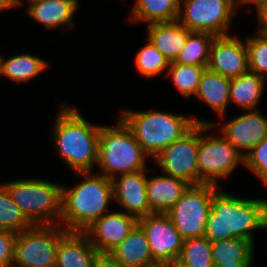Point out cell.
Listing matches in <instances>:
<instances>
[{
    "label": "cell",
    "mask_w": 267,
    "mask_h": 267,
    "mask_svg": "<svg viewBox=\"0 0 267 267\" xmlns=\"http://www.w3.org/2000/svg\"><path fill=\"white\" fill-rule=\"evenodd\" d=\"M258 229H267V199L238 198L220 190L213 195L204 233L211 243L231 238L254 243Z\"/></svg>",
    "instance_id": "obj_1"
},
{
    "label": "cell",
    "mask_w": 267,
    "mask_h": 267,
    "mask_svg": "<svg viewBox=\"0 0 267 267\" xmlns=\"http://www.w3.org/2000/svg\"><path fill=\"white\" fill-rule=\"evenodd\" d=\"M76 172L83 179L73 188L62 186V211L59 224L70 232H84L108 213L114 201L113 183L97 172Z\"/></svg>",
    "instance_id": "obj_2"
},
{
    "label": "cell",
    "mask_w": 267,
    "mask_h": 267,
    "mask_svg": "<svg viewBox=\"0 0 267 267\" xmlns=\"http://www.w3.org/2000/svg\"><path fill=\"white\" fill-rule=\"evenodd\" d=\"M63 104L57 114L53 143L66 165L76 172H93L97 164L101 125L88 122L76 108Z\"/></svg>",
    "instance_id": "obj_3"
},
{
    "label": "cell",
    "mask_w": 267,
    "mask_h": 267,
    "mask_svg": "<svg viewBox=\"0 0 267 267\" xmlns=\"http://www.w3.org/2000/svg\"><path fill=\"white\" fill-rule=\"evenodd\" d=\"M120 118L133 133L143 152L154 159L165 147L179 140L196 124H212L163 111L120 110Z\"/></svg>",
    "instance_id": "obj_4"
},
{
    "label": "cell",
    "mask_w": 267,
    "mask_h": 267,
    "mask_svg": "<svg viewBox=\"0 0 267 267\" xmlns=\"http://www.w3.org/2000/svg\"><path fill=\"white\" fill-rule=\"evenodd\" d=\"M147 155L133 133L119 118L115 126H101L98 137L97 165L99 174L113 179L121 174L147 169Z\"/></svg>",
    "instance_id": "obj_5"
},
{
    "label": "cell",
    "mask_w": 267,
    "mask_h": 267,
    "mask_svg": "<svg viewBox=\"0 0 267 267\" xmlns=\"http://www.w3.org/2000/svg\"><path fill=\"white\" fill-rule=\"evenodd\" d=\"M2 184L33 226L59 224L63 185L33 178Z\"/></svg>",
    "instance_id": "obj_6"
},
{
    "label": "cell",
    "mask_w": 267,
    "mask_h": 267,
    "mask_svg": "<svg viewBox=\"0 0 267 267\" xmlns=\"http://www.w3.org/2000/svg\"><path fill=\"white\" fill-rule=\"evenodd\" d=\"M216 125L199 124V184L218 185L219 179H227L239 164L244 165V156L223 135L204 134Z\"/></svg>",
    "instance_id": "obj_7"
},
{
    "label": "cell",
    "mask_w": 267,
    "mask_h": 267,
    "mask_svg": "<svg viewBox=\"0 0 267 267\" xmlns=\"http://www.w3.org/2000/svg\"><path fill=\"white\" fill-rule=\"evenodd\" d=\"M68 230L62 225H34L16 234L12 267H56L59 242Z\"/></svg>",
    "instance_id": "obj_8"
},
{
    "label": "cell",
    "mask_w": 267,
    "mask_h": 267,
    "mask_svg": "<svg viewBox=\"0 0 267 267\" xmlns=\"http://www.w3.org/2000/svg\"><path fill=\"white\" fill-rule=\"evenodd\" d=\"M218 188L214 184L191 185L167 212L184 239L204 236L213 195Z\"/></svg>",
    "instance_id": "obj_9"
},
{
    "label": "cell",
    "mask_w": 267,
    "mask_h": 267,
    "mask_svg": "<svg viewBox=\"0 0 267 267\" xmlns=\"http://www.w3.org/2000/svg\"><path fill=\"white\" fill-rule=\"evenodd\" d=\"M237 7L233 0H180L178 21L190 31L226 36Z\"/></svg>",
    "instance_id": "obj_10"
},
{
    "label": "cell",
    "mask_w": 267,
    "mask_h": 267,
    "mask_svg": "<svg viewBox=\"0 0 267 267\" xmlns=\"http://www.w3.org/2000/svg\"><path fill=\"white\" fill-rule=\"evenodd\" d=\"M198 148L199 124H196L179 140L165 147L153 161L162 173L199 185Z\"/></svg>",
    "instance_id": "obj_11"
},
{
    "label": "cell",
    "mask_w": 267,
    "mask_h": 267,
    "mask_svg": "<svg viewBox=\"0 0 267 267\" xmlns=\"http://www.w3.org/2000/svg\"><path fill=\"white\" fill-rule=\"evenodd\" d=\"M145 232L149 250L157 263L175 264L184 238L177 231L167 213H151L138 219Z\"/></svg>",
    "instance_id": "obj_12"
},
{
    "label": "cell",
    "mask_w": 267,
    "mask_h": 267,
    "mask_svg": "<svg viewBox=\"0 0 267 267\" xmlns=\"http://www.w3.org/2000/svg\"><path fill=\"white\" fill-rule=\"evenodd\" d=\"M206 68L230 79L247 73L248 50L245 40L230 34L215 37Z\"/></svg>",
    "instance_id": "obj_13"
},
{
    "label": "cell",
    "mask_w": 267,
    "mask_h": 267,
    "mask_svg": "<svg viewBox=\"0 0 267 267\" xmlns=\"http://www.w3.org/2000/svg\"><path fill=\"white\" fill-rule=\"evenodd\" d=\"M138 224V219L125 212L110 211L95 221L84 233L98 253H109Z\"/></svg>",
    "instance_id": "obj_14"
},
{
    "label": "cell",
    "mask_w": 267,
    "mask_h": 267,
    "mask_svg": "<svg viewBox=\"0 0 267 267\" xmlns=\"http://www.w3.org/2000/svg\"><path fill=\"white\" fill-rule=\"evenodd\" d=\"M220 126V135L231 142L243 156L267 136V117L258 110L245 111Z\"/></svg>",
    "instance_id": "obj_15"
},
{
    "label": "cell",
    "mask_w": 267,
    "mask_h": 267,
    "mask_svg": "<svg viewBox=\"0 0 267 267\" xmlns=\"http://www.w3.org/2000/svg\"><path fill=\"white\" fill-rule=\"evenodd\" d=\"M146 171L121 174L112 179L114 202L137 219L152 213L147 199Z\"/></svg>",
    "instance_id": "obj_16"
},
{
    "label": "cell",
    "mask_w": 267,
    "mask_h": 267,
    "mask_svg": "<svg viewBox=\"0 0 267 267\" xmlns=\"http://www.w3.org/2000/svg\"><path fill=\"white\" fill-rule=\"evenodd\" d=\"M188 181L170 175L147 177V199L152 213H167L191 186Z\"/></svg>",
    "instance_id": "obj_17"
},
{
    "label": "cell",
    "mask_w": 267,
    "mask_h": 267,
    "mask_svg": "<svg viewBox=\"0 0 267 267\" xmlns=\"http://www.w3.org/2000/svg\"><path fill=\"white\" fill-rule=\"evenodd\" d=\"M97 254L84 232L68 231L59 242L56 267H93Z\"/></svg>",
    "instance_id": "obj_18"
},
{
    "label": "cell",
    "mask_w": 267,
    "mask_h": 267,
    "mask_svg": "<svg viewBox=\"0 0 267 267\" xmlns=\"http://www.w3.org/2000/svg\"><path fill=\"white\" fill-rule=\"evenodd\" d=\"M147 39L169 62H174L192 32L178 20L147 25Z\"/></svg>",
    "instance_id": "obj_19"
},
{
    "label": "cell",
    "mask_w": 267,
    "mask_h": 267,
    "mask_svg": "<svg viewBox=\"0 0 267 267\" xmlns=\"http://www.w3.org/2000/svg\"><path fill=\"white\" fill-rule=\"evenodd\" d=\"M79 7L78 0H39L27 7L28 15L47 29L70 26Z\"/></svg>",
    "instance_id": "obj_20"
},
{
    "label": "cell",
    "mask_w": 267,
    "mask_h": 267,
    "mask_svg": "<svg viewBox=\"0 0 267 267\" xmlns=\"http://www.w3.org/2000/svg\"><path fill=\"white\" fill-rule=\"evenodd\" d=\"M109 253L124 267H149L157 263L150 253L146 234L138 224Z\"/></svg>",
    "instance_id": "obj_21"
},
{
    "label": "cell",
    "mask_w": 267,
    "mask_h": 267,
    "mask_svg": "<svg viewBox=\"0 0 267 267\" xmlns=\"http://www.w3.org/2000/svg\"><path fill=\"white\" fill-rule=\"evenodd\" d=\"M230 82V78L205 68L195 96L224 119L227 106L230 103Z\"/></svg>",
    "instance_id": "obj_22"
},
{
    "label": "cell",
    "mask_w": 267,
    "mask_h": 267,
    "mask_svg": "<svg viewBox=\"0 0 267 267\" xmlns=\"http://www.w3.org/2000/svg\"><path fill=\"white\" fill-rule=\"evenodd\" d=\"M265 88V79L248 71L230 82V103L248 111L256 110Z\"/></svg>",
    "instance_id": "obj_23"
},
{
    "label": "cell",
    "mask_w": 267,
    "mask_h": 267,
    "mask_svg": "<svg viewBox=\"0 0 267 267\" xmlns=\"http://www.w3.org/2000/svg\"><path fill=\"white\" fill-rule=\"evenodd\" d=\"M180 0H135L130 21L151 23L178 20Z\"/></svg>",
    "instance_id": "obj_24"
},
{
    "label": "cell",
    "mask_w": 267,
    "mask_h": 267,
    "mask_svg": "<svg viewBox=\"0 0 267 267\" xmlns=\"http://www.w3.org/2000/svg\"><path fill=\"white\" fill-rule=\"evenodd\" d=\"M48 66L45 59L38 56L30 53L16 54L7 59L3 57L2 76L8 77L12 82L25 83L37 77Z\"/></svg>",
    "instance_id": "obj_25"
},
{
    "label": "cell",
    "mask_w": 267,
    "mask_h": 267,
    "mask_svg": "<svg viewBox=\"0 0 267 267\" xmlns=\"http://www.w3.org/2000/svg\"><path fill=\"white\" fill-rule=\"evenodd\" d=\"M255 244L242 238L222 239L211 243L214 266L234 261H254Z\"/></svg>",
    "instance_id": "obj_26"
},
{
    "label": "cell",
    "mask_w": 267,
    "mask_h": 267,
    "mask_svg": "<svg viewBox=\"0 0 267 267\" xmlns=\"http://www.w3.org/2000/svg\"><path fill=\"white\" fill-rule=\"evenodd\" d=\"M215 37L210 33L192 31L174 63L206 67Z\"/></svg>",
    "instance_id": "obj_27"
},
{
    "label": "cell",
    "mask_w": 267,
    "mask_h": 267,
    "mask_svg": "<svg viewBox=\"0 0 267 267\" xmlns=\"http://www.w3.org/2000/svg\"><path fill=\"white\" fill-rule=\"evenodd\" d=\"M174 265L175 267H215L211 242L204 236L185 239Z\"/></svg>",
    "instance_id": "obj_28"
},
{
    "label": "cell",
    "mask_w": 267,
    "mask_h": 267,
    "mask_svg": "<svg viewBox=\"0 0 267 267\" xmlns=\"http://www.w3.org/2000/svg\"><path fill=\"white\" fill-rule=\"evenodd\" d=\"M206 67L195 65H180L170 62L166 76H170L172 83L178 89L180 94L188 99L196 95L200 77Z\"/></svg>",
    "instance_id": "obj_29"
},
{
    "label": "cell",
    "mask_w": 267,
    "mask_h": 267,
    "mask_svg": "<svg viewBox=\"0 0 267 267\" xmlns=\"http://www.w3.org/2000/svg\"><path fill=\"white\" fill-rule=\"evenodd\" d=\"M32 226L23 212L11 199L7 188L0 183V230L19 233Z\"/></svg>",
    "instance_id": "obj_30"
},
{
    "label": "cell",
    "mask_w": 267,
    "mask_h": 267,
    "mask_svg": "<svg viewBox=\"0 0 267 267\" xmlns=\"http://www.w3.org/2000/svg\"><path fill=\"white\" fill-rule=\"evenodd\" d=\"M147 42L136 54L135 65L142 76L149 79L160 75L165 69L167 71L170 62L149 40Z\"/></svg>",
    "instance_id": "obj_31"
},
{
    "label": "cell",
    "mask_w": 267,
    "mask_h": 267,
    "mask_svg": "<svg viewBox=\"0 0 267 267\" xmlns=\"http://www.w3.org/2000/svg\"><path fill=\"white\" fill-rule=\"evenodd\" d=\"M245 44L248 50L249 71L266 79L267 75V37L253 34L247 37Z\"/></svg>",
    "instance_id": "obj_32"
},
{
    "label": "cell",
    "mask_w": 267,
    "mask_h": 267,
    "mask_svg": "<svg viewBox=\"0 0 267 267\" xmlns=\"http://www.w3.org/2000/svg\"><path fill=\"white\" fill-rule=\"evenodd\" d=\"M243 166L267 186V136L244 156Z\"/></svg>",
    "instance_id": "obj_33"
},
{
    "label": "cell",
    "mask_w": 267,
    "mask_h": 267,
    "mask_svg": "<svg viewBox=\"0 0 267 267\" xmlns=\"http://www.w3.org/2000/svg\"><path fill=\"white\" fill-rule=\"evenodd\" d=\"M16 234L0 230V267H12L14 260Z\"/></svg>",
    "instance_id": "obj_34"
},
{
    "label": "cell",
    "mask_w": 267,
    "mask_h": 267,
    "mask_svg": "<svg viewBox=\"0 0 267 267\" xmlns=\"http://www.w3.org/2000/svg\"><path fill=\"white\" fill-rule=\"evenodd\" d=\"M93 267H124L110 253H98L94 259Z\"/></svg>",
    "instance_id": "obj_35"
},
{
    "label": "cell",
    "mask_w": 267,
    "mask_h": 267,
    "mask_svg": "<svg viewBox=\"0 0 267 267\" xmlns=\"http://www.w3.org/2000/svg\"><path fill=\"white\" fill-rule=\"evenodd\" d=\"M257 19L259 20V29L256 34L267 37V3L261 5L256 9Z\"/></svg>",
    "instance_id": "obj_36"
},
{
    "label": "cell",
    "mask_w": 267,
    "mask_h": 267,
    "mask_svg": "<svg viewBox=\"0 0 267 267\" xmlns=\"http://www.w3.org/2000/svg\"><path fill=\"white\" fill-rule=\"evenodd\" d=\"M253 261H234V263H223L215 267H252Z\"/></svg>",
    "instance_id": "obj_37"
},
{
    "label": "cell",
    "mask_w": 267,
    "mask_h": 267,
    "mask_svg": "<svg viewBox=\"0 0 267 267\" xmlns=\"http://www.w3.org/2000/svg\"><path fill=\"white\" fill-rule=\"evenodd\" d=\"M265 3H267V0H240L239 2L240 5L254 4L256 9Z\"/></svg>",
    "instance_id": "obj_38"
},
{
    "label": "cell",
    "mask_w": 267,
    "mask_h": 267,
    "mask_svg": "<svg viewBox=\"0 0 267 267\" xmlns=\"http://www.w3.org/2000/svg\"><path fill=\"white\" fill-rule=\"evenodd\" d=\"M15 8L13 0H0V12Z\"/></svg>",
    "instance_id": "obj_39"
},
{
    "label": "cell",
    "mask_w": 267,
    "mask_h": 267,
    "mask_svg": "<svg viewBox=\"0 0 267 267\" xmlns=\"http://www.w3.org/2000/svg\"><path fill=\"white\" fill-rule=\"evenodd\" d=\"M149 267H175V265L171 263H156Z\"/></svg>",
    "instance_id": "obj_40"
},
{
    "label": "cell",
    "mask_w": 267,
    "mask_h": 267,
    "mask_svg": "<svg viewBox=\"0 0 267 267\" xmlns=\"http://www.w3.org/2000/svg\"><path fill=\"white\" fill-rule=\"evenodd\" d=\"M39 0H26V2L28 3V5L37 2ZM14 6H19L21 3H23L21 0H13Z\"/></svg>",
    "instance_id": "obj_41"
},
{
    "label": "cell",
    "mask_w": 267,
    "mask_h": 267,
    "mask_svg": "<svg viewBox=\"0 0 267 267\" xmlns=\"http://www.w3.org/2000/svg\"><path fill=\"white\" fill-rule=\"evenodd\" d=\"M2 69H3V56L0 55V77L2 75Z\"/></svg>",
    "instance_id": "obj_42"
},
{
    "label": "cell",
    "mask_w": 267,
    "mask_h": 267,
    "mask_svg": "<svg viewBox=\"0 0 267 267\" xmlns=\"http://www.w3.org/2000/svg\"><path fill=\"white\" fill-rule=\"evenodd\" d=\"M237 5H239L240 0H233Z\"/></svg>",
    "instance_id": "obj_43"
}]
</instances>
